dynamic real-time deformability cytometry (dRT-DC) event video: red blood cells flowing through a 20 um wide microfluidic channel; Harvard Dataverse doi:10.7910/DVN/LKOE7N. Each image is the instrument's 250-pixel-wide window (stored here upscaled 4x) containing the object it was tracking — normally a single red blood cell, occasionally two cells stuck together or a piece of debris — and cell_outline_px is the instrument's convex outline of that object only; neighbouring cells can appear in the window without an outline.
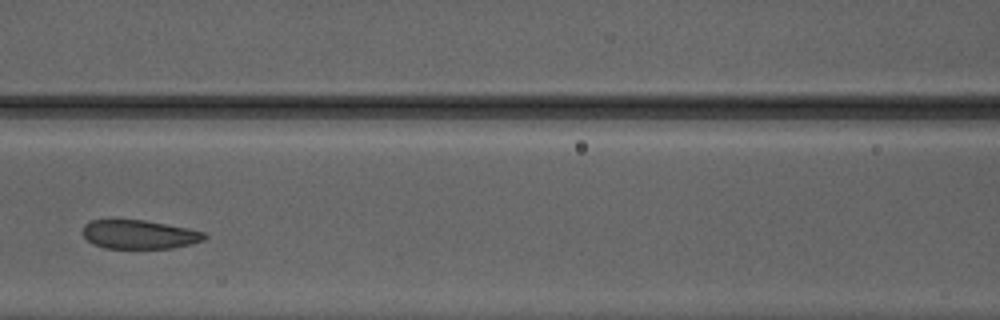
{"species": "Egyptian fruit bat (a non-hibernating species)", "species_latin": "Rousettus aegyptiacus", "temperature_condition": "warm", "stored_images_in_passage": 35, "camera_frame_rate_fps": 3000, "um_per_image_px": 0.085, "animal": {"sex": "male"}, "frame": {"image": 1, "passage_image": 11, "time_ms": 3.333, "image_size_px": [1000, 320], "cell_outline_px": [[208, 236], [204, 240], [192, 244], [172, 248], [104, 248], [92, 244], [80, 232], [84, 224], [92, 220], [116, 216], [144, 220], [188, 228], [204, 232]], "centroid_in_image_um": [11.76, 19.88], "position_along_channel_um": 154.8, "area_um2": 21.33}}
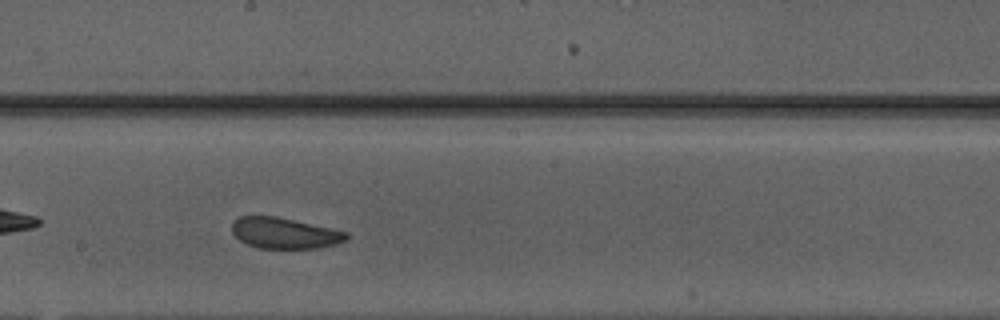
{"frame": {"image": 2, "passage_image": 16, "time_ms": 5.0, "image_size_px": [1000, 320], "cell_outline_px": [[348, 240], [336, 244], [316, 248], [260, 248], [248, 244], [240, 240], [232, 232], [232, 224], [240, 216], [276, 216], [348, 232]], "centroid_in_image_um": [24.2, 19.81], "position_along_channel_um": 224.0, "area_um2": 20.4}}
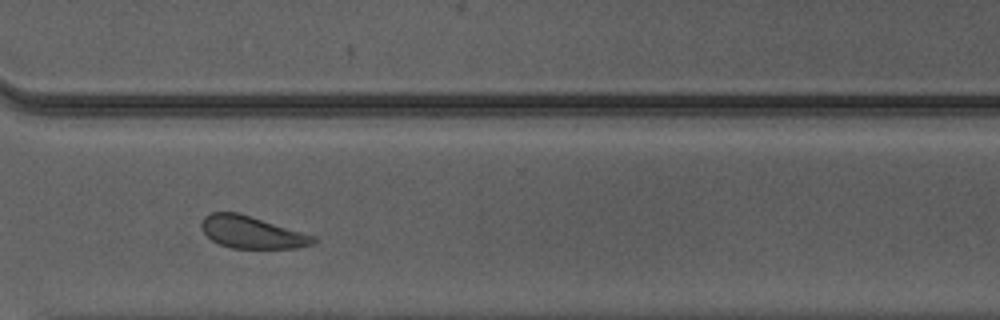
{"frame": {"image": 3, "passage_image": 25, "time_ms": 8.0, "image_size_px": [1000, 320], "cell_outline_px": [[316, 240], [312, 244], [296, 248], [232, 248], [220, 244], [212, 240], [200, 228], [200, 224], [204, 216], [212, 212], [236, 212], [316, 236]], "centroid_in_image_um": [21.38, 19.74], "position_along_channel_um": 349.2, "area_um2": 20.75}, "authors_computed_cell_mechanics": {"area_um2": 21.1548, "velocity_mm_per_s": 4.1717, "shape_relaxation_time_tau1_ms": 4.2065, "shape_relaxation_time_tau2_ms": 1.821, "deformation_change_tau1": 0.1002, "deformation_change_tau2": 0.0733}}